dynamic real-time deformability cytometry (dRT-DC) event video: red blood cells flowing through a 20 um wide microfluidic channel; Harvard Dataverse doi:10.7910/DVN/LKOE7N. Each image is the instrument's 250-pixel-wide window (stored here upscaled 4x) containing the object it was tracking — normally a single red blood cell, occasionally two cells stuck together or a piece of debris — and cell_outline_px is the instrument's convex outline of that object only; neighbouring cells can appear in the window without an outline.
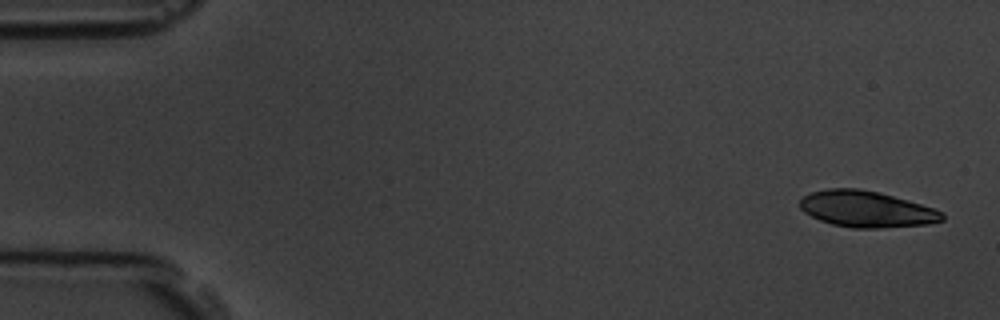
{"species": "common noctule bat (a hibernating species)", "species_latin": "Nyctalus noctula", "temperature_condition": "room temperature", "stored_images_in_passage": 5, "camera_frame_rate_fps": 3000, "um_per_image_px": 0.085, "animal": {"sex": "male", "body_mass_g": 19.5, "forearm_length_mm": 54.6}, "frame": {"image": 1, "passage_image": 1, "time_ms": 0.0, "image_size_px": [1000, 320], "cell_outline_px": [[944, 220], [928, 224], [880, 228], [852, 228], [832, 224], [820, 220], [804, 212], [800, 208], [800, 200], [804, 196], [812, 192], [828, 188], [856, 188], [876, 192], [892, 196], [936, 208], [944, 212]], "centroid_in_image_um": [73.67, 17.78], "position_along_channel_um": 11.3, "area_um2": 29.94}}